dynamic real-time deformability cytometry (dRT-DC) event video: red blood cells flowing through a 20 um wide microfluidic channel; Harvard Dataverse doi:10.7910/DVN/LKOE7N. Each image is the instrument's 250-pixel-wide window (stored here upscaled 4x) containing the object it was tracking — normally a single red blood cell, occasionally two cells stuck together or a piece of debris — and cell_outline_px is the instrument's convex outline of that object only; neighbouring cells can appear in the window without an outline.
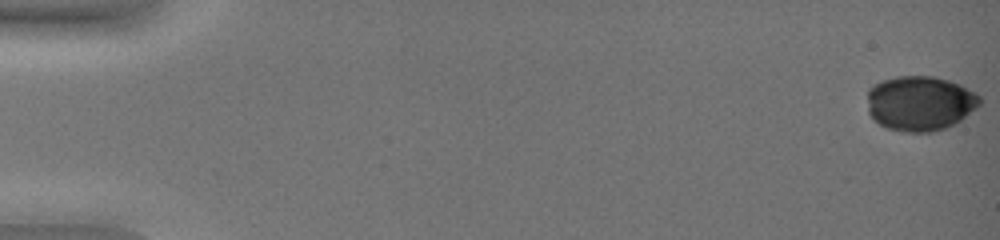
{"species": "common noctule bat (a hibernating species)", "species_latin": "Nyctalus noctula", "temperature_condition": "warm", "stored_images_in_passage": 3, "camera_frame_rate_fps": 3000, "um_per_image_px": 0.085, "animal": {"sex": "female", "body_mass_g": 19.0, "forearm_length_mm": 51.5}, "frame": {"image": 1, "passage_image": 1, "time_ms": 0.0, "image_size_px": [1000, 240], "cell_outline_px": [[980, 104], [976, 108], [956, 124], [932, 132], [904, 132], [888, 128], [880, 124], [868, 112], [868, 88], [872, 84], [896, 76], [932, 76], [948, 80], [960, 84], [976, 92], [980, 96]], "centroid_in_image_um": [78.21, 8.77], "position_along_channel_um": 6.8, "area_um2": 36.13}}